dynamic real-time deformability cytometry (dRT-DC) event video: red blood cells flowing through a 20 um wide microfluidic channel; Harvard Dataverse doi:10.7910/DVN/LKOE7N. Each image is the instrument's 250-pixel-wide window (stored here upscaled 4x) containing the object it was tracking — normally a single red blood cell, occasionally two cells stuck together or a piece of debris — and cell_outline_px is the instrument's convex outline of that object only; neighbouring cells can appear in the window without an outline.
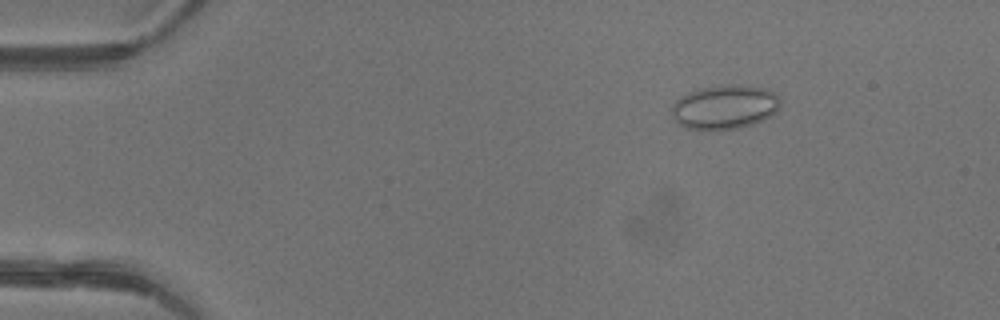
{"species": "common noctule bat (a hibernating species)", "species_latin": "Nyctalus noctula", "temperature_condition": "warm", "stored_images_in_passage": 44, "camera_frame_rate_fps": 3000, "um_per_image_px": 0.085, "animal": {"sex": "female"}, "frame": {"image": 1, "passage_image": 4, "time_ms": 1.0, "image_size_px": [1000, 320], "cell_outline_px": [[780, 108], [776, 112], [752, 124], [736, 128], [708, 132], [700, 132], [684, 128], [676, 124], [672, 116], [672, 104], [680, 96], [688, 92], [700, 88], [728, 84], [764, 88], [776, 92], [780, 96]], "centroid_in_image_um": [61.54, 9.13], "position_along_channel_um": 23.5, "area_um2": 28.61}}
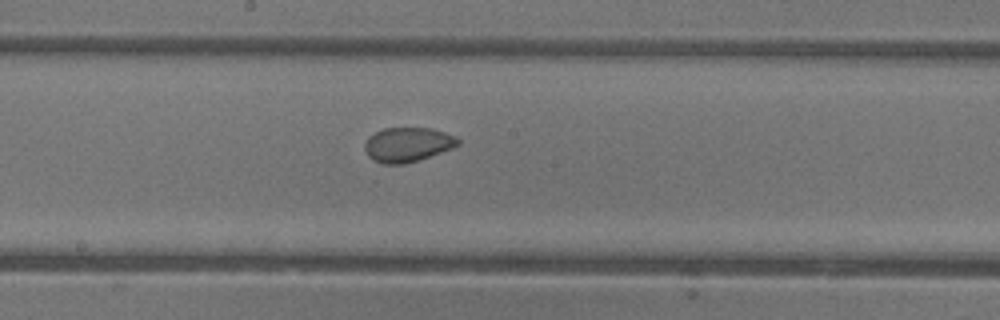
{"frame": {"image": 2, "passage_image": 23, "time_ms": 7.333, "image_size_px": [1000, 320], "cell_outline_px": [[460, 144], [452, 148], [420, 160], [404, 164], [380, 164], [372, 160], [368, 156], [364, 148], [364, 144], [368, 136], [384, 128], [432, 128], [456, 136], [460, 140]], "centroid_in_image_um": [34.63, 12.3], "position_along_channel_um": 213.6, "area_um2": 18.96}}
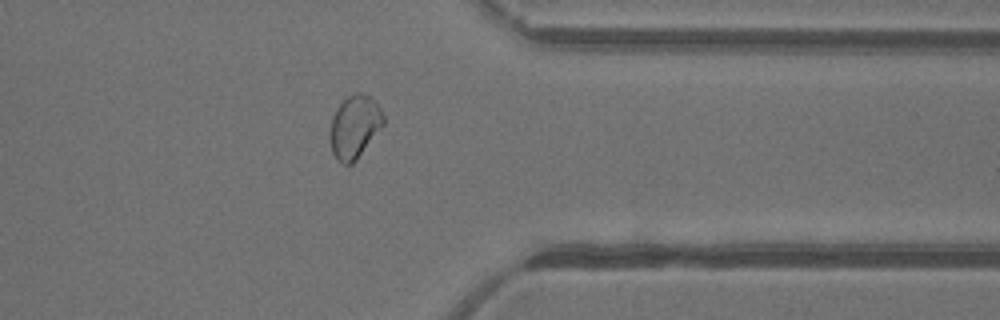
{"frame": {"image": 3, "passage_image": 35, "time_ms": 11.333, "image_size_px": [1000, 320], "cell_outline_px": [[384, 124], [356, 160], [352, 164], [344, 164], [336, 160], [332, 152], [328, 140], [328, 136], [332, 116], [336, 108], [348, 96], [356, 92], [364, 92], [380, 108], [384, 116]], "centroid_in_image_um": [30.09, 10.79], "position_along_channel_um": 381.3, "area_um2": 19.71}, "authors_computed_cell_mechanics": {"area_um2": 19.8832, "velocity_mm_per_s": 4.3831, "shape_relaxation_time_tau1_ms": null, "shape_relaxation_time_tau2_ms": 0.9931, "deformation_change_tau1": null, "deformation_change_tau2": 0.0456}}